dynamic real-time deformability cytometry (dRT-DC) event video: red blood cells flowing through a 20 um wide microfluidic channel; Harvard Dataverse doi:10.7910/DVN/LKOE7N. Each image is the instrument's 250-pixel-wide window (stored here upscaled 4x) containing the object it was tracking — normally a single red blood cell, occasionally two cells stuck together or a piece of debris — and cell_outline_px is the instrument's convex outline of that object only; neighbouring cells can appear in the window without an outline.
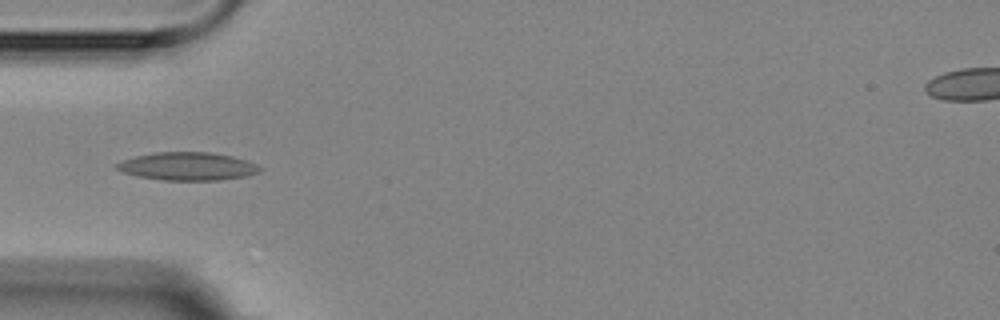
{"species": "Egyptian fruit bat (a non-hibernating species)", "species_latin": "Rousettus aegyptiacus", "temperature_condition": "room temperature", "stored_images_in_passage": 10, "camera_frame_rate_fps": 3000, "um_per_image_px": 0.085, "animal": {"sex": "female"}, "frame": {"image": 1, "passage_image": 4, "time_ms": 3.667, "image_size_px": [1000, 320], "cell_outline_px": [[260, 172], [244, 176], [216, 180], [164, 180], [140, 176], [124, 172], [116, 168], [116, 164], [124, 160], [136, 156], [156, 152], [208, 152], [232, 156], [256, 164], [260, 168]], "centroid_in_image_um": [15.95, 14.13], "position_along_channel_um": 69.1, "area_um2": 22.89}}
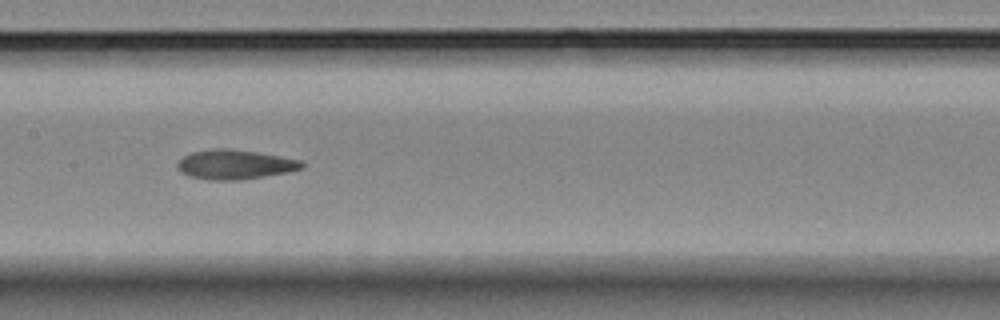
{"frame": {"image": 2, "passage_image": 7, "time_ms": 7.0, "image_size_px": [1000, 320], "cell_outline_px": [[304, 168], [288, 172], [240, 180], [208, 180], [192, 176], [180, 172], [176, 164], [184, 156], [192, 152], [212, 148], [232, 148], [280, 156], [300, 160], [304, 164]], "centroid_in_image_um": [19.97, 13.97], "position_along_channel_um": 187.4, "area_um2": 21.39}}
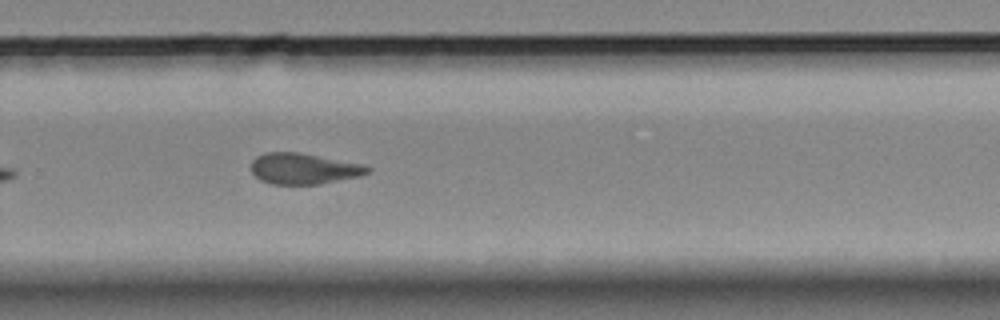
{"frame": {"image": 3, "passage_image": 10, "time_ms": 10.333, "image_size_px": [1000, 320], "cell_outline_px": [[372, 168], [368, 172], [360, 176], [316, 184], [272, 184], [260, 180], [252, 172], [252, 160], [256, 156], [264, 152], [296, 152], [364, 164]], "centroid_in_image_um": [25.8, 14.33], "position_along_channel_um": 304.0, "area_um2": 20.81}}